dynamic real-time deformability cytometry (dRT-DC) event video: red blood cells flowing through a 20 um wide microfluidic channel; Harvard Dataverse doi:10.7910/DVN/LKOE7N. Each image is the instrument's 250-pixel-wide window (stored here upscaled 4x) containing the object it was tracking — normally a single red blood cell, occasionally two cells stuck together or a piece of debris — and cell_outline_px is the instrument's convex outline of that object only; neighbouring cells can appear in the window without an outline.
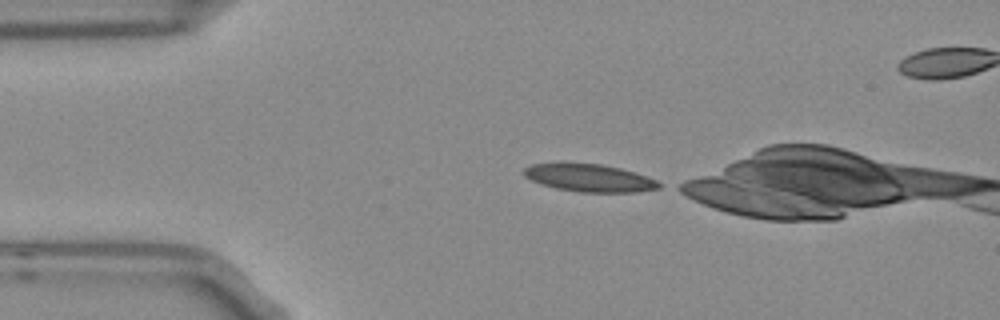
{"species": "Egyptian fruit bat (a non-hibernating species)", "species_latin": "Rousettus aegyptiacus", "temperature_condition": "room temperature", "stored_images_in_passage": 13, "camera_frame_rate_fps": 3000, "um_per_image_px": 0.085, "frame": {"image": 1, "passage_image": 1, "time_ms": 0.0, "image_size_px": [1000, 320], "cell_outline_px": [[664, 184], [660, 188], [636, 192], [580, 192], [556, 188], [532, 180], [524, 176], [524, 168], [532, 164], [600, 164], [620, 168], [656, 180]], "centroid_in_image_um": [50.14, 15.14], "position_along_channel_um": 34.9, "area_um2": 21.21}}
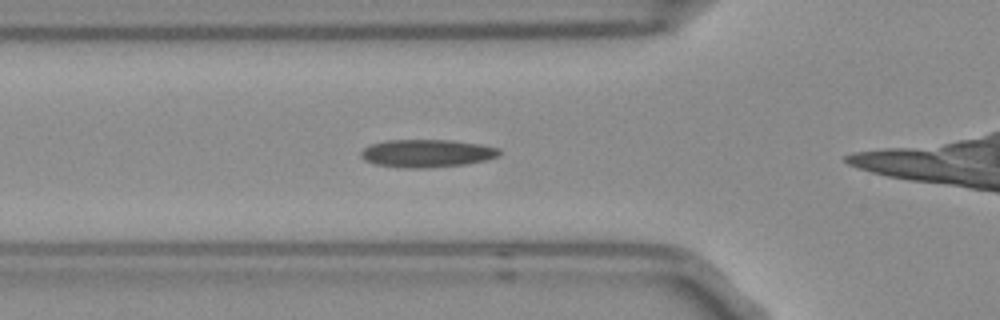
{"frame": {"image": 2, "passage_image": 8, "time_ms": 2.333, "image_size_px": [1000, 320], "cell_outline_px": [[500, 152], [496, 156], [484, 160], [464, 164], [428, 168], [400, 168], [376, 164], [364, 160], [360, 156], [360, 152], [364, 148], [372, 144], [388, 140], [452, 140], [480, 144], [500, 148]], "centroid_in_image_um": [36.25, 13.03], "position_along_channel_um": 89.6, "area_um2": 22.37}}